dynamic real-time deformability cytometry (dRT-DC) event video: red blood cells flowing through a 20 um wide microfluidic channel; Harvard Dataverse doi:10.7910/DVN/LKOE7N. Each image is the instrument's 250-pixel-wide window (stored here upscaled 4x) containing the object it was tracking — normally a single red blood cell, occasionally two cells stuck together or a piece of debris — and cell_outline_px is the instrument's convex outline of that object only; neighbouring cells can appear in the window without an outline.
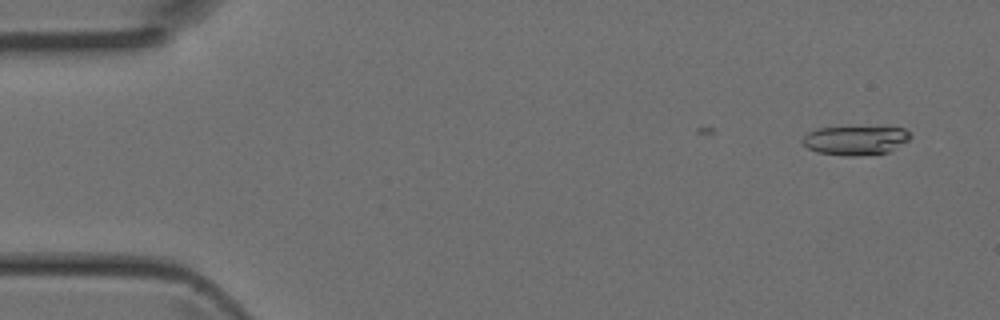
{"species": "Egyptian fruit bat (a non-hibernating species)", "species_latin": "Rousettus aegyptiacus", "temperature_condition": "room temperature", "stored_images_in_passage": 4, "camera_frame_rate_fps": 3000, "um_per_image_px": 0.085, "animal": {"sex": "female"}, "frame": {"image": 1, "passage_image": 1, "time_ms": 0.0, "image_size_px": [1000, 320], "cell_outline_px": [[912, 136], [908, 140], [888, 152], [856, 156], [848, 156], [816, 152], [808, 148], [804, 144], [804, 136], [808, 132], [816, 128], [904, 128]], "centroid_in_image_um": [72.7, 11.94], "position_along_channel_um": 12.3, "area_um2": 17.8}}
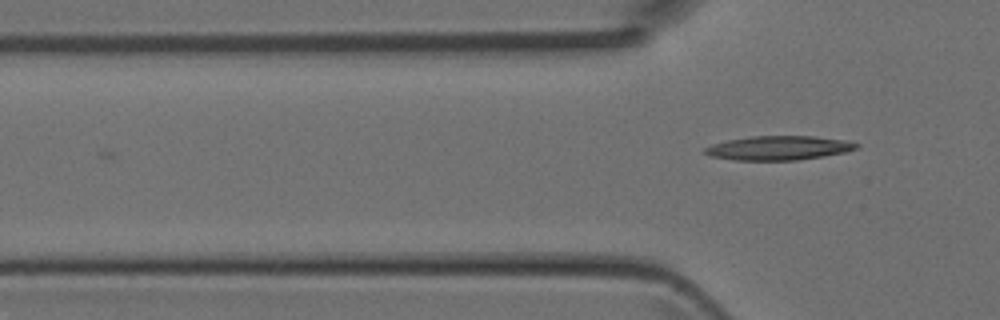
{"frame": {"image": 2, "passage_image": 4, "time_ms": 1.0, "image_size_px": [1000, 320], "cell_outline_px": [[860, 144], [856, 148], [848, 152], [824, 156], [796, 160], [736, 160], [708, 156], [704, 152], [704, 148], [712, 144], [728, 140], [752, 136], [816, 136], [844, 140]], "centroid_in_image_um": [66.19, 12.58], "position_along_channel_um": 59.6, "area_um2": 21.33}}